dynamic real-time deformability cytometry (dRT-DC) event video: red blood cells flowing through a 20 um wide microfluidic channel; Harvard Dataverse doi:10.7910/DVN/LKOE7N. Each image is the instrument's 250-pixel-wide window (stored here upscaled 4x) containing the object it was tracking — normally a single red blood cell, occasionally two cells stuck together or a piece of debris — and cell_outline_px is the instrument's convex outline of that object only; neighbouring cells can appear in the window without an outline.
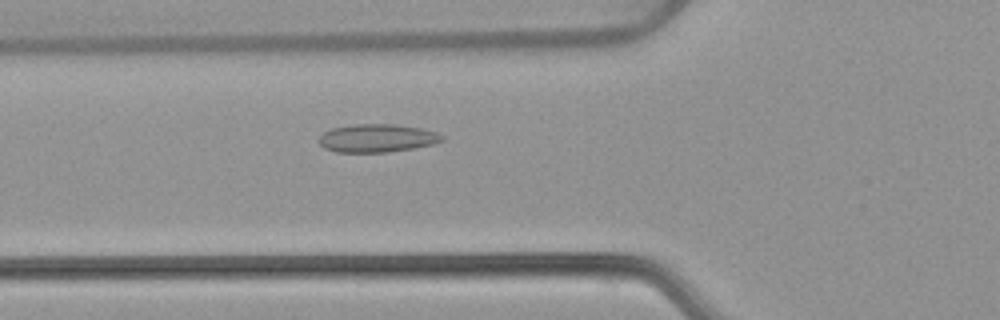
{"species": "common noctule bat (a hibernating species)", "species_latin": "Nyctalus noctula", "temperature_condition": "warm", "stored_images_in_passage": 54, "camera_frame_rate_fps": 3000, "um_per_image_px": 0.085, "animal": {"sex": "female", "body_mass_g": 22.7, "forearm_length_mm": 54.2}, "frame": {"image": 1, "passage_image": 20, "time_ms": 6.333, "image_size_px": [1000, 320], "cell_outline_px": [[444, 140], [432, 144], [412, 148], [388, 152], [336, 152], [324, 148], [316, 140], [324, 132], [332, 128], [356, 124], [396, 124], [420, 128], [436, 132], [444, 136]], "centroid_in_image_um": [32.03, 11.74], "position_along_channel_um": 93.8, "area_um2": 20.17}}
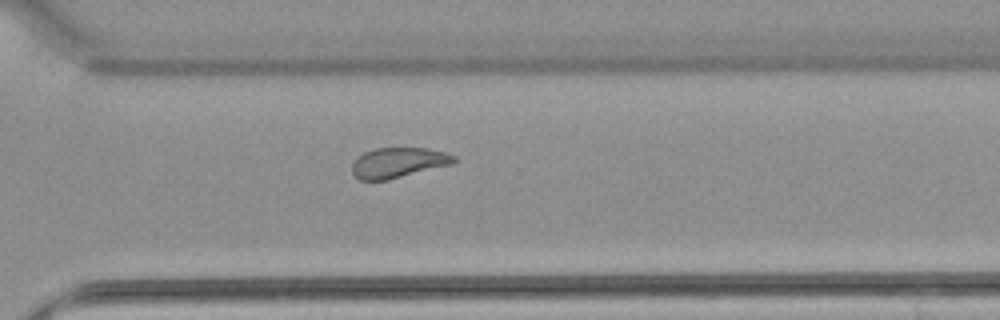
{"frame": {"image": 2, "passage_image": 39, "time_ms": 12.667, "image_size_px": [1000, 320], "cell_outline_px": [[456, 160], [452, 164], [388, 180], [360, 180], [352, 172], [352, 164], [364, 152], [376, 148], [424, 148], [444, 152], [456, 156]], "centroid_in_image_um": [33.86, 13.83], "position_along_channel_um": 336.7, "area_um2": 17.74}}
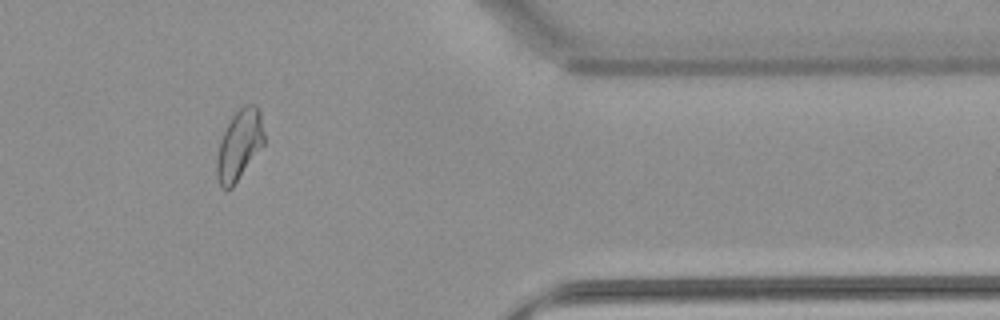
{"frame": {"image": 3, "passage_image": 45, "time_ms": 14.667, "image_size_px": [1000, 320], "cell_outline_px": [[264, 144], [232, 188], [224, 188], [220, 184], [216, 176], [216, 160], [220, 140], [232, 116], [244, 104], [256, 104], [260, 108], [264, 132]], "centroid_in_image_um": [20.35, 12.29], "position_along_channel_um": 391.0, "area_um2": 19.31}, "authors_computed_cell_mechanics": {"area_um2": 20.6346, "velocity_mm_per_s": 3.8361, "shape_relaxation_time_tau1_ms": null, "shape_relaxation_time_tau2_ms": 1.648, "deformation_change_tau1": null, "deformation_change_tau2": 0.0642}}